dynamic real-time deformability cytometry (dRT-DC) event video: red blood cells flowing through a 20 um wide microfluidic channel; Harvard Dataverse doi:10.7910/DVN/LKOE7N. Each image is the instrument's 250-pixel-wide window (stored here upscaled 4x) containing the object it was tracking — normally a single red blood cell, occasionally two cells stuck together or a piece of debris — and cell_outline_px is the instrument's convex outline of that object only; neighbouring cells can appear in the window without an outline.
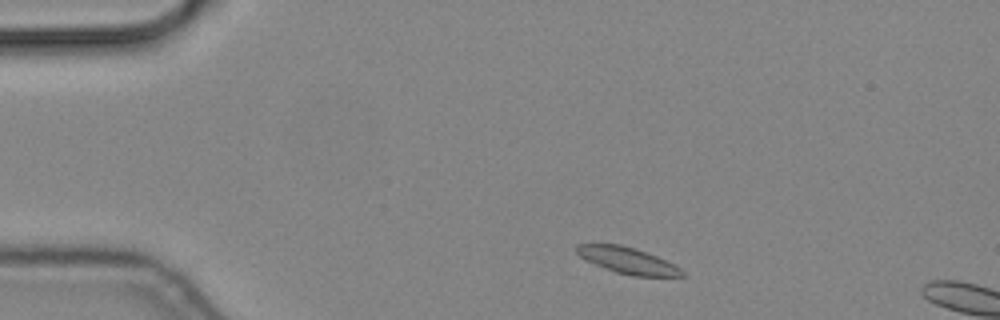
{"species": "common noctule bat (a hibernating species)", "species_latin": "Nyctalus noctula", "temperature_condition": "cold", "stored_images_in_passage": 7, "camera_frame_rate_fps": 3000, "um_per_image_px": 0.085, "animal": {"sex": "male", "body_mass_g": 19.2, "forearm_length_mm": 51.8}, "frame": {"image": 1, "passage_image": 4, "time_ms": 1.0, "image_size_px": [1000, 320], "cell_outline_px": [[684, 276], [632, 276], [616, 272], [584, 260], [576, 252], [576, 244], [620, 244], [656, 256], [680, 268], [684, 272]], "centroid_in_image_um": [53.3, 22.14], "position_along_channel_um": 31.7, "area_um2": 15.84}}